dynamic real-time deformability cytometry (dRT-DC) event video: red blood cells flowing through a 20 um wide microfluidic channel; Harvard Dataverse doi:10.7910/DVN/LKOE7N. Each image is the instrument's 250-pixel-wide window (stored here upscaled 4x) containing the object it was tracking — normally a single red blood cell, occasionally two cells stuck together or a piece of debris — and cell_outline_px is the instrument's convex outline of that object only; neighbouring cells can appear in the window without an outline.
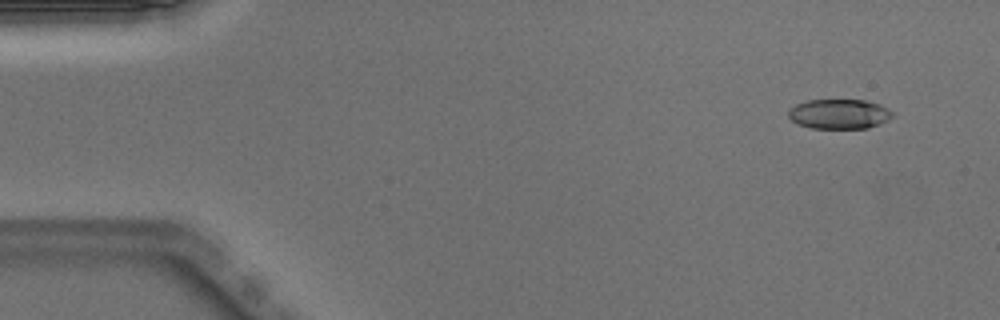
{"species": "Egyptian fruit bat (a non-hibernating species)", "species_latin": "Rousettus aegyptiacus", "temperature_condition": "warm", "stored_images_in_passage": 50, "camera_frame_rate_fps": 3000, "um_per_image_px": 0.085, "animal": {"sex": "male"}, "frame": {"image": 1, "passage_image": 4, "time_ms": 1.0, "image_size_px": [1000, 320], "cell_outline_px": [[892, 116], [888, 120], [880, 124], [868, 128], [812, 128], [796, 124], [788, 116], [788, 108], [796, 104], [808, 100], [864, 100], [880, 104], [888, 108], [892, 112]], "centroid_in_image_um": [71.31, 9.69], "position_along_channel_um": 13.7, "area_um2": 18.15}}
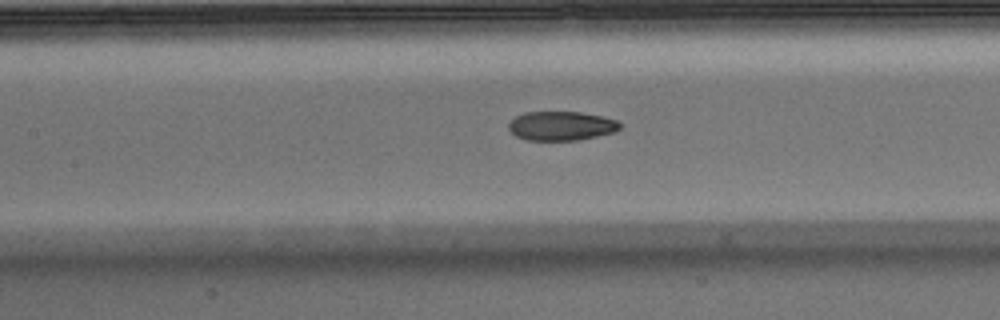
{"frame": {"image": 2, "passage_image": 23, "time_ms": 7.333, "image_size_px": [1000, 320], "cell_outline_px": [[624, 124], [616, 132], [580, 140], [528, 140], [516, 136], [508, 128], [508, 124], [516, 116], [524, 112], [580, 112], [600, 116], [616, 120]], "centroid_in_image_um": [47.74, 10.7], "position_along_channel_um": 159.7, "area_um2": 18.96}}
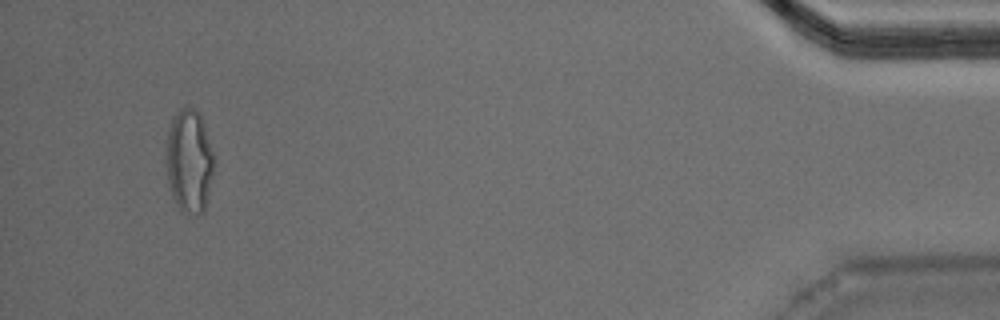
{"frame": {"image": 3, "passage_image": 48, "time_ms": 15.667, "image_size_px": [1000, 320], "cell_outline_px": [[216, 164], [208, 200], [204, 212], [196, 216], [180, 212], [172, 196], [168, 180], [164, 160], [164, 148], [172, 116], [180, 108], [192, 108], [200, 112]], "centroid_in_image_um": [16.07, 13.74], "position_along_channel_um": 419.1, "area_um2": 29.94}, "authors_computed_cell_mechanics": {"area_um2": 19.8543, "velocity_mm_per_s": 4.0109, "shape_relaxation_time_tau1_ms": 6.4121, "shape_relaxation_time_tau2_ms": 1.8537, "deformation_change_tau1": 0.2031, "deformation_change_tau2": 0.0749}}